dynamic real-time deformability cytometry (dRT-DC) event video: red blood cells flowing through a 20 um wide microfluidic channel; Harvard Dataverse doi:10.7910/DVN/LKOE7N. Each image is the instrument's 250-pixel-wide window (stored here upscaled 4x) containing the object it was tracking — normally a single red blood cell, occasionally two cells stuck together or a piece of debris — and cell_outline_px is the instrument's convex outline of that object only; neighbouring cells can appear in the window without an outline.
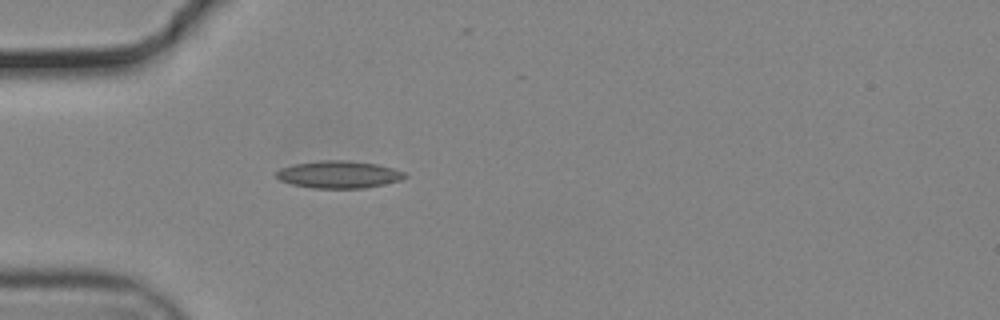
{"species": "common noctule bat (a hibernating species)", "species_latin": "Nyctalus noctula", "temperature_condition": "cold", "stored_images_in_passage": 23, "camera_frame_rate_fps": 3000, "um_per_image_px": 0.085, "animal": {"sex": "male", "body_mass_g": 19.2, "forearm_length_mm": 51.8}, "frame": {"image": 1, "passage_image": 6, "time_ms": 1.667, "image_size_px": [1000, 320], "cell_outline_px": [[408, 176], [400, 180], [384, 184], [364, 188], [312, 188], [292, 184], [280, 180], [276, 176], [276, 172], [280, 168], [292, 164], [320, 160], [348, 160], [376, 164], [392, 168], [404, 172]], "centroid_in_image_um": [28.77, 14.82], "position_along_channel_um": 56.2, "area_um2": 20.46}}
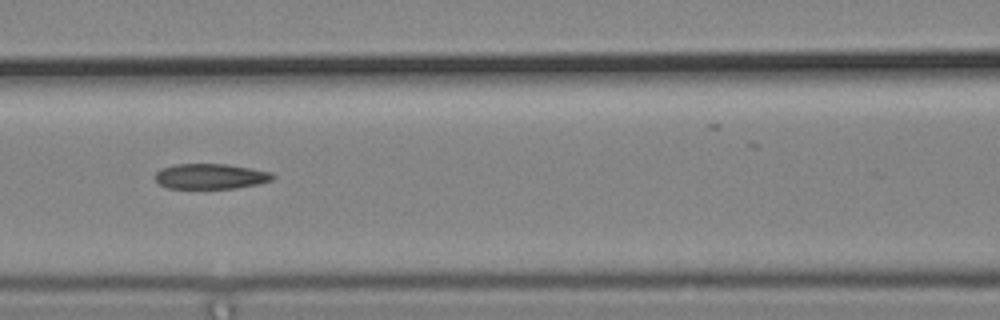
{"frame": {"image": 2, "passage_image": 14, "time_ms": 4.333, "image_size_px": [1000, 320], "cell_outline_px": [[276, 176], [272, 180], [260, 184], [236, 188], [168, 188], [160, 184], [156, 180], [156, 172], [160, 168], [176, 164], [228, 164], [252, 168], [272, 172]], "centroid_in_image_um": [17.95, 14.98], "position_along_channel_um": 148.7, "area_um2": 17.46}}
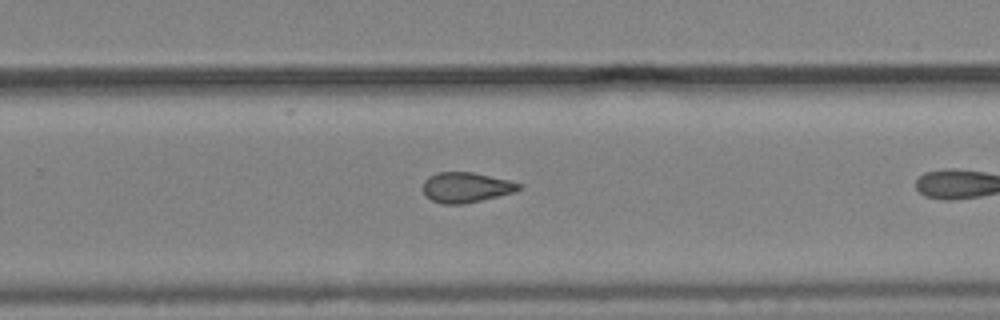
{"frame": {"image": 3, "passage_image": 22, "time_ms": 7.0, "image_size_px": [1000, 320], "cell_outline_px": [[520, 188], [516, 192], [464, 204], [444, 204], [432, 200], [424, 192], [424, 180], [428, 176], [436, 172], [472, 172], [508, 180], [520, 184]], "centroid_in_image_um": [39.61, 15.92], "position_along_channel_um": 290.2, "area_um2": 16.7}}